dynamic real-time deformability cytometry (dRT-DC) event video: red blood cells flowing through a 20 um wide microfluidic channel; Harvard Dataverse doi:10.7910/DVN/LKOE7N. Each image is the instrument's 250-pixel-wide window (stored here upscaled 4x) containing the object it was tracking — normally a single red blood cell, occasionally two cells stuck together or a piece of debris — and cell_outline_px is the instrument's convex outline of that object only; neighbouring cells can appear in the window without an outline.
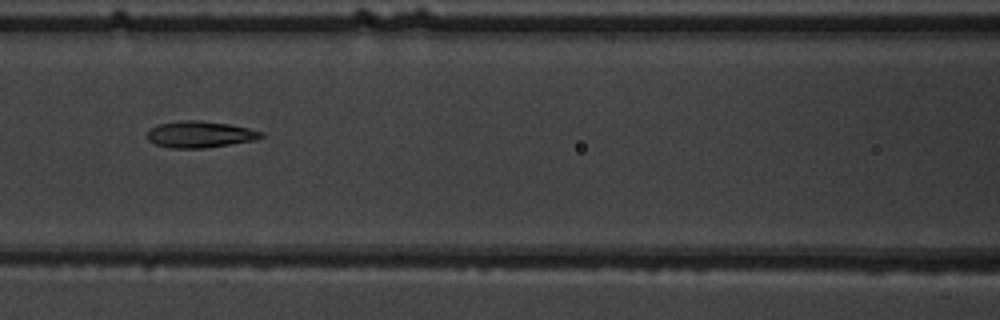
{"species": "common noctule bat (a hibernating species)", "species_latin": "Nyctalus noctula", "temperature_condition": "warm", "stored_images_in_passage": 7, "camera_frame_rate_fps": 3000, "um_per_image_px": 0.085, "animal": {"sex": "male", "body_mass_g": 19.5, "forearm_length_mm": 54.6}, "frame": {"image": 1, "passage_image": 4, "time_ms": 3.333, "image_size_px": [1000, 320], "cell_outline_px": [[264, 136], [256, 140], [204, 148], [172, 148], [156, 144], [148, 140], [148, 128], [160, 124], [180, 120], [200, 120], [228, 124], [248, 128], [264, 132]], "centroid_in_image_um": [17.0, 11.42], "position_along_channel_um": 149.6, "area_um2": 17.57}}
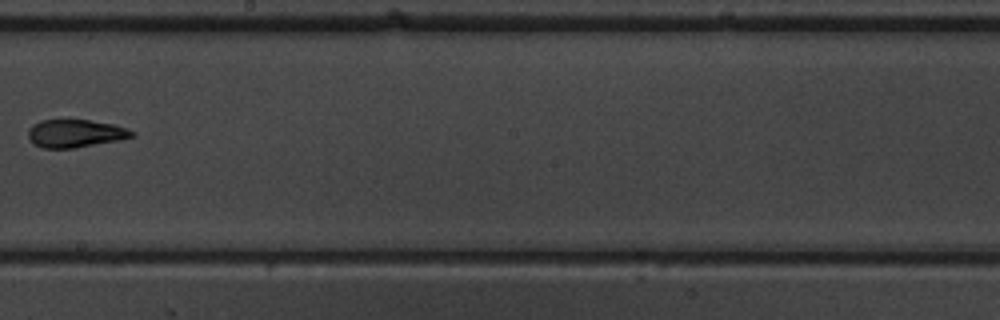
{"frame": {"image": 2, "passage_image": 6, "time_ms": 5.667, "image_size_px": [1000, 320], "cell_outline_px": [[136, 136], [76, 148], [44, 148], [32, 144], [28, 136], [28, 128], [32, 124], [40, 120], [88, 120], [112, 124], [128, 128], [136, 132]], "centroid_in_image_um": [6.38, 11.34], "position_along_channel_um": 241.8, "area_um2": 16.94}}
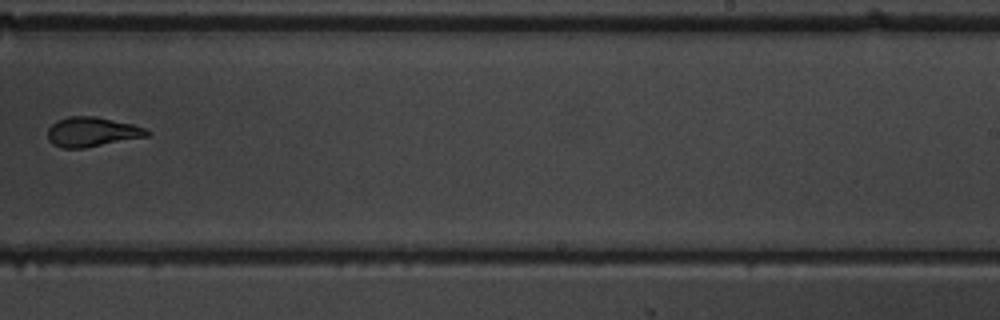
{"frame": {"image": 3, "passage_image": 7, "time_ms": 6.667, "image_size_px": [1000, 320], "cell_outline_px": [[152, 132], [148, 136], [84, 148], [64, 148], [52, 144], [48, 140], [48, 128], [56, 120], [68, 116], [96, 116], [132, 124], [144, 128]], "centroid_in_image_um": [7.8, 11.2], "position_along_channel_um": 281.2, "area_um2": 17.17}}